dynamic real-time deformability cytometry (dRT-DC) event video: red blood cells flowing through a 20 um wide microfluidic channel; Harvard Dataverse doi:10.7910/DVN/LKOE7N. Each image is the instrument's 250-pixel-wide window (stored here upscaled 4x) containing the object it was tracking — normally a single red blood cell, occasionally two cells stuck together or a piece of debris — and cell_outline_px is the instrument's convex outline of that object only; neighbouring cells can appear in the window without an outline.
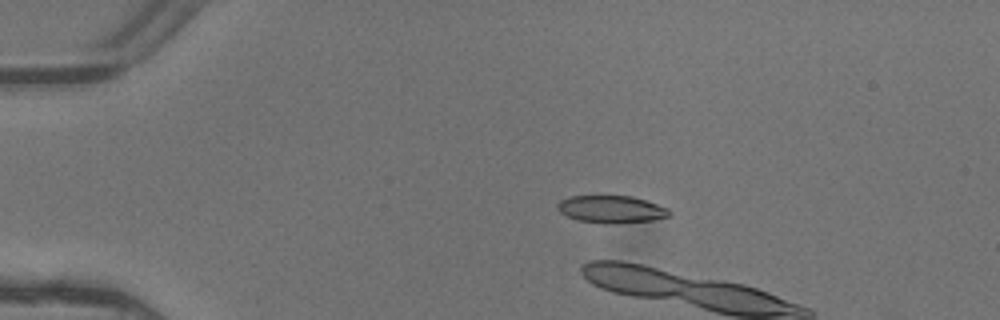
{"species": "common noctule bat (a hibernating species)", "species_latin": "Nyctalus noctula", "temperature_condition": "warm", "stored_images_in_passage": 7, "camera_frame_rate_fps": 3000, "um_per_image_px": 0.085, "animal": {"sex": "female"}, "frame": {"image": 1, "passage_image": 3, "time_ms": 0.667, "image_size_px": [1000, 320], "cell_outline_px": [[672, 216], [652, 220], [616, 224], [604, 224], [576, 220], [560, 212], [556, 208], [556, 204], [560, 200], [572, 196], [632, 196], [668, 208], [672, 212]], "centroid_in_image_um": [51.96, 17.8], "position_along_channel_um": 33.0, "area_um2": 18.03}}
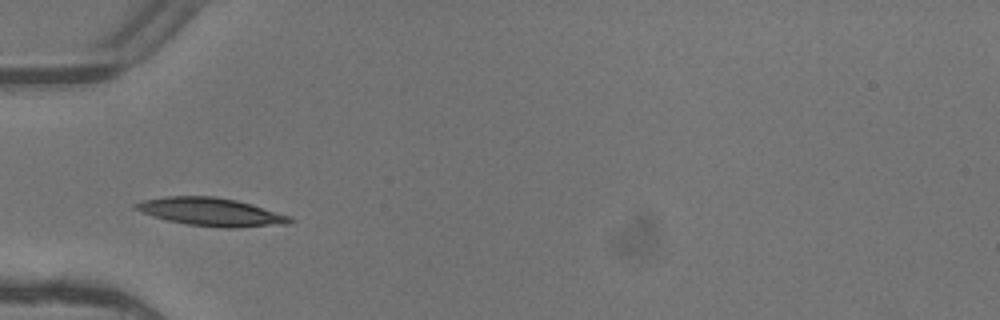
{"frame": {"image": 2, "passage_image": 6, "time_ms": 1.667, "image_size_px": [1000, 320], "cell_outline_px": [[296, 220], [292, 224], [240, 228], [224, 228], [188, 224], [168, 220], [152, 216], [132, 208], [132, 204], [144, 200], [164, 196], [216, 196], [236, 200], [288, 216]], "centroid_in_image_um": [17.93, 18.02], "position_along_channel_um": 67.1, "area_um2": 25.26}}
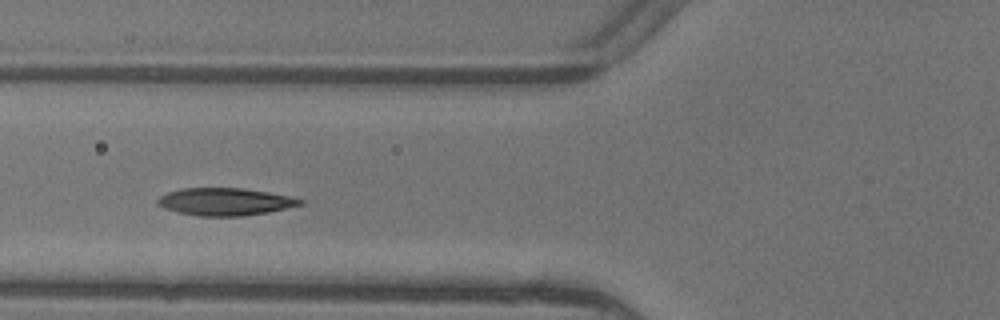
{"frame": {"image": 3, "passage_image": 7, "time_ms": 2.0, "image_size_px": [1000, 320], "cell_outline_px": [[304, 204], [268, 212], [244, 216], [196, 216], [176, 212], [164, 208], [156, 204], [156, 200], [160, 196], [168, 192], [184, 188], [240, 188], [268, 192], [288, 196], [304, 200]], "centroid_in_image_um": [19.1, 17.15], "position_along_channel_um": 106.7, "area_um2": 22.83}}